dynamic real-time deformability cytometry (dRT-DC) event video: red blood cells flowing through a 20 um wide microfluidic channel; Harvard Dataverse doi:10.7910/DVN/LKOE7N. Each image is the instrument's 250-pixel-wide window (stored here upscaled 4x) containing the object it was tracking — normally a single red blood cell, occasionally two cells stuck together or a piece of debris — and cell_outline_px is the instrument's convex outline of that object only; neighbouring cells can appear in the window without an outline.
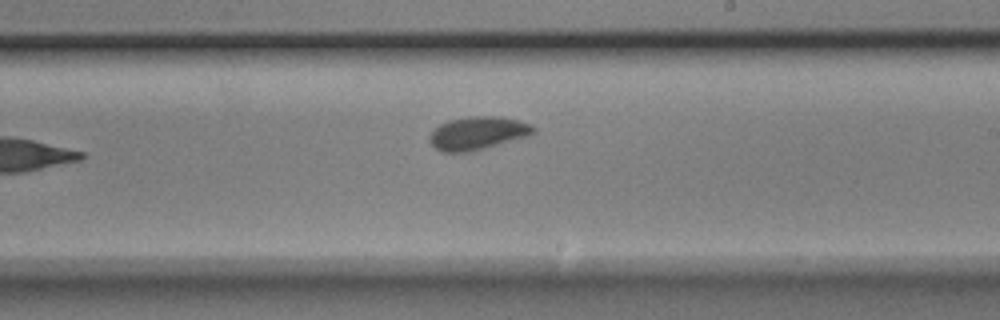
{"species": "Egyptian fruit bat (a non-hibernating species)", "species_latin": "Rousettus aegyptiacus", "temperature_condition": "room temperature", "stored_images_in_passage": 9, "camera_frame_rate_fps": 3000, "um_per_image_px": 0.085, "animal": {"sex": "male"}, "frame": {"image": 1, "passage_image": 9, "time_ms": 2.667, "image_size_px": [1000, 320], "cell_outline_px": [[536, 132], [528, 136], [472, 152], [440, 152], [428, 140], [428, 136], [440, 124], [448, 120], [468, 116], [504, 116], [520, 120], [532, 124], [536, 128]], "centroid_in_image_um": [40.64, 11.31], "position_along_channel_um": 248.4, "area_um2": 20.4}}